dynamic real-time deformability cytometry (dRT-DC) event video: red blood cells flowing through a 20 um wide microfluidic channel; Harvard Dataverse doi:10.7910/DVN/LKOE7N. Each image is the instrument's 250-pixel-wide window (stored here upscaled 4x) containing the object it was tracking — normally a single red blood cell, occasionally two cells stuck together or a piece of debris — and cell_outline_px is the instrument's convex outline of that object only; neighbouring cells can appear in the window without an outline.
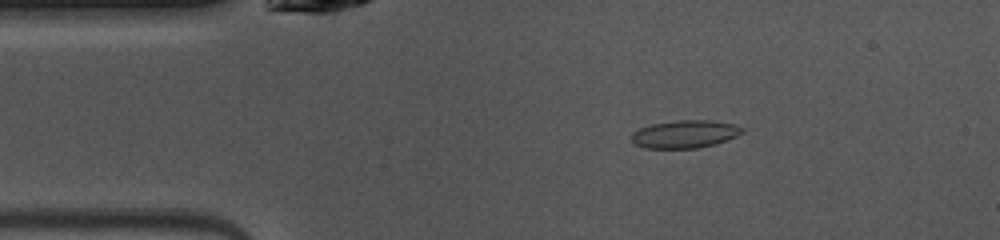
{"species": "common noctule bat (a hibernating species)", "species_latin": "Nyctalus noctula", "temperature_condition": "warm", "stored_images_in_passage": 47, "camera_frame_rate_fps": 3000, "um_per_image_px": 0.085, "animal": {"sex": "female", "body_mass_g": 10.0, "forearm_length_mm": 53.1}, "frame": {"image": 1, "passage_image": 7, "time_ms": 2.0, "image_size_px": [1000, 240], "cell_outline_px": [[744, 132], [728, 140], [716, 144], [696, 148], [644, 148], [636, 144], [632, 140], [632, 132], [640, 128], [652, 124], [680, 120], [712, 120], [732, 124], [744, 128]], "centroid_in_image_um": [58.24, 11.4], "position_along_channel_um": 26.8, "area_um2": 17.86}}
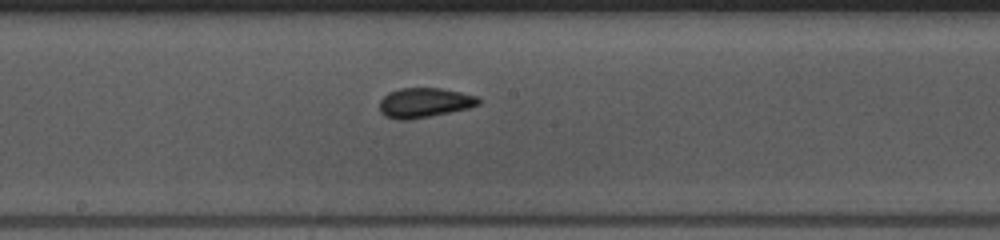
{"frame": {"image": 2, "passage_image": 23, "time_ms": 7.333, "image_size_px": [1000, 240], "cell_outline_px": [[480, 104], [468, 108], [408, 120], [400, 120], [384, 116], [380, 112], [380, 100], [388, 92], [400, 88], [440, 88], [460, 92], [476, 96], [480, 100]], "centroid_in_image_um": [36.04, 8.72], "position_along_channel_um": 212.2, "area_um2": 16.99}}
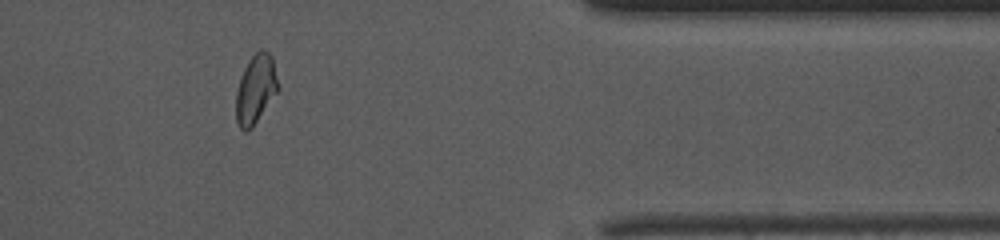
{"frame": {"image": 3, "passage_image": 38, "time_ms": 12.333, "image_size_px": [1000, 240], "cell_outline_px": [[280, 88], [252, 128], [248, 132], [244, 132], [240, 128], [236, 120], [236, 92], [244, 68], [248, 60], [260, 48], [264, 48], [272, 56]], "centroid_in_image_um": [21.74, 7.57], "position_along_channel_um": 389.7, "area_um2": 17.05}, "authors_computed_cell_mechanics": {"area_um2": 16.8776, "velocity_mm_per_s": 4.1001, "shape_relaxation_time_tau1_ms": 4.3166, "shape_relaxation_time_tau2_ms": 1.5459, "deformation_change_tau1": 0.1334, "deformation_change_tau2": 0.0398}}